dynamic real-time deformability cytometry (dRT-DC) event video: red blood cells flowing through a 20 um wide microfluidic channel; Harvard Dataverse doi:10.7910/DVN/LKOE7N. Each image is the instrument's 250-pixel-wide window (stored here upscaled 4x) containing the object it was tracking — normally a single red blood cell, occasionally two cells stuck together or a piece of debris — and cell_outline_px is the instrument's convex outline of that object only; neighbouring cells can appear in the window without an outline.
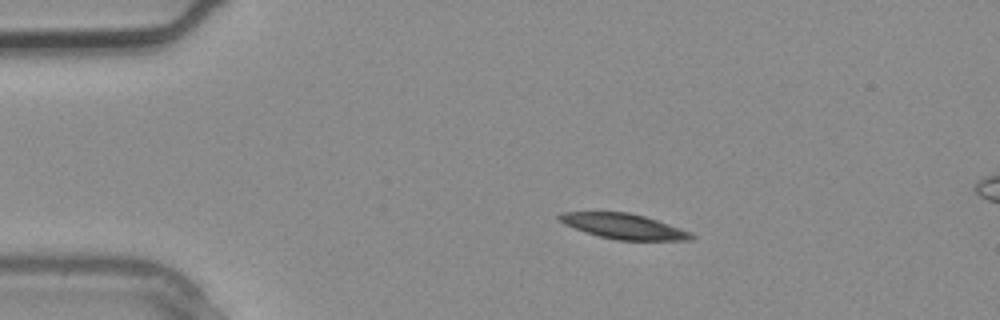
{"species": "common noctule bat (a hibernating species)", "species_latin": "Nyctalus noctula", "temperature_condition": "warm", "stored_images_in_passage": 3, "camera_frame_rate_fps": 3000, "um_per_image_px": 0.085, "animal": {"sex": "male", "body_mass_g": 20.4}, "frame": {"image": 1, "passage_image": 2, "time_ms": 0.333, "image_size_px": [1000, 320], "cell_outline_px": [[696, 236], [692, 240], [616, 240], [584, 232], [564, 224], [556, 216], [560, 212], [628, 212], [644, 216], [680, 228]], "centroid_in_image_um": [52.98, 19.23], "position_along_channel_um": 32.0, "area_um2": 19.25}}